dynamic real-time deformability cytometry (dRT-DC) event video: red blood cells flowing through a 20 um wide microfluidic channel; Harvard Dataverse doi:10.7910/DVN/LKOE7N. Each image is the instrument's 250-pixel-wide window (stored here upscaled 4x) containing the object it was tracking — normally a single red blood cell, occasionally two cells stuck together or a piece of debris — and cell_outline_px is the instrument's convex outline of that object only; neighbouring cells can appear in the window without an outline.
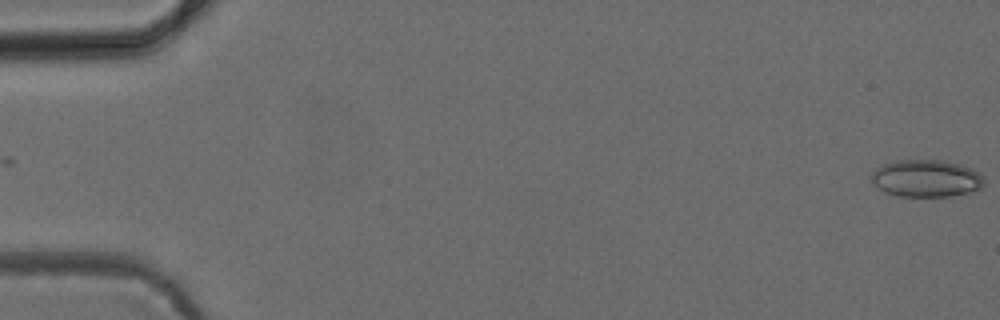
{"species": "common noctule bat (a hibernating species)", "species_latin": "Nyctalus noctula", "temperature_condition": "cold", "stored_images_in_passage": 2, "camera_frame_rate_fps": 3000, "um_per_image_px": 0.085, "animal": {"sex": "female", "body_mass_g": 24.6, "forearm_length_mm": 56.2}, "frame": {"image": 1, "passage_image": 2, "time_ms": 1.0, "image_size_px": [1000, 320], "cell_outline_px": [[984, 184], [980, 188], [968, 192], [948, 196], [900, 196], [888, 192], [872, 184], [868, 176], [876, 168], [884, 164], [896, 160], [936, 160], [960, 164], [972, 168], [984, 176]], "centroid_in_image_um": [78.71, 15.15], "position_along_channel_um": 6.3, "area_um2": 24.39}}